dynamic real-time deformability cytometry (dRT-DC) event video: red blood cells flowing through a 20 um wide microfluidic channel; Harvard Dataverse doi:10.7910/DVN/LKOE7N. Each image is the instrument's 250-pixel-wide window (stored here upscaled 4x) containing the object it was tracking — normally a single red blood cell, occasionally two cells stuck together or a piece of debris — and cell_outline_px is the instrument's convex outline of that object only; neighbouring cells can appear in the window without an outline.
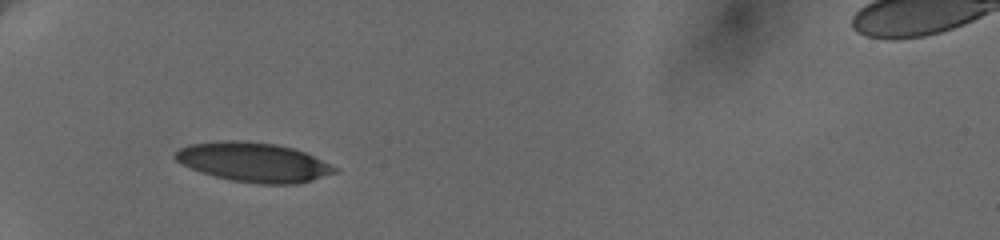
{"species": "human", "species_latin": "Homo sapiens", "temperature_condition": "cold", "stored_images_in_passage": 49, "camera_frame_rate_fps": 3000, "um_per_image_px": 0.085, "donor": {"sex": "female"}, "frame": {"image": 1, "passage_image": 1, "time_ms": 0.0, "image_size_px": [1000, 240], "cell_outline_px": [[340, 172], [312, 180], [296, 184], [260, 184], [232, 180], [200, 172], [180, 164], [172, 156], [180, 148], [188, 144], [220, 140], [244, 140], [276, 144], [292, 148], [304, 152], [340, 168]], "centroid_in_image_um": [21.56, 13.78], "position_along_channel_um": 63.4, "area_um2": 36.88}}
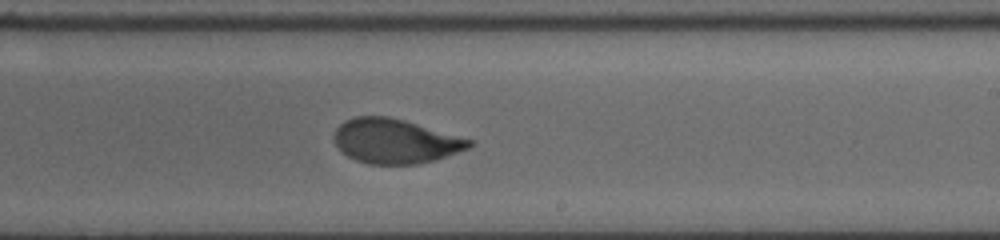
{"frame": {"image": 2, "passage_image": 26, "time_ms": 5.667, "image_size_px": [1000, 240], "cell_outline_px": [[476, 144], [468, 148], [436, 160], [416, 164], [368, 164], [356, 160], [348, 156], [336, 144], [332, 136], [336, 128], [344, 120], [352, 116], [388, 116], [404, 120], [472, 140]], "centroid_in_image_um": [33.57, 11.99], "position_along_channel_um": 255.4, "area_um2": 34.97}}
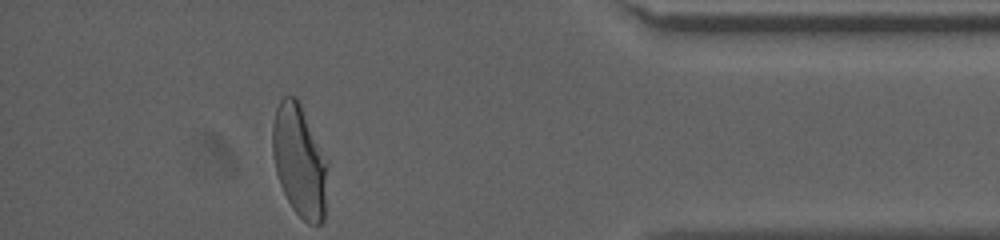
{"frame": {"image": 3, "passage_image": 48, "time_ms": 10.667, "image_size_px": [1000, 240], "cell_outline_px": [[328, 164], [324, 220], [320, 224], [308, 224], [292, 208], [280, 184], [276, 172], [272, 152], [272, 124], [276, 108], [280, 100], [284, 96], [296, 96], [328, 160]], "centroid_in_image_um": [25.46, 13.68], "position_along_channel_um": 409.7, "area_um2": 36.07}, "authors_computed_cell_mechanics": {"area_um2": 36.125, "velocity_mm_per_s": 3.6522, "shape_relaxation_time_tau1_ms": 4.2256, "shape_relaxation_time_tau2_ms": 0.7157, "deformation_change_tau1": 0.1546, "deformation_change_tau2": 0.0535}}